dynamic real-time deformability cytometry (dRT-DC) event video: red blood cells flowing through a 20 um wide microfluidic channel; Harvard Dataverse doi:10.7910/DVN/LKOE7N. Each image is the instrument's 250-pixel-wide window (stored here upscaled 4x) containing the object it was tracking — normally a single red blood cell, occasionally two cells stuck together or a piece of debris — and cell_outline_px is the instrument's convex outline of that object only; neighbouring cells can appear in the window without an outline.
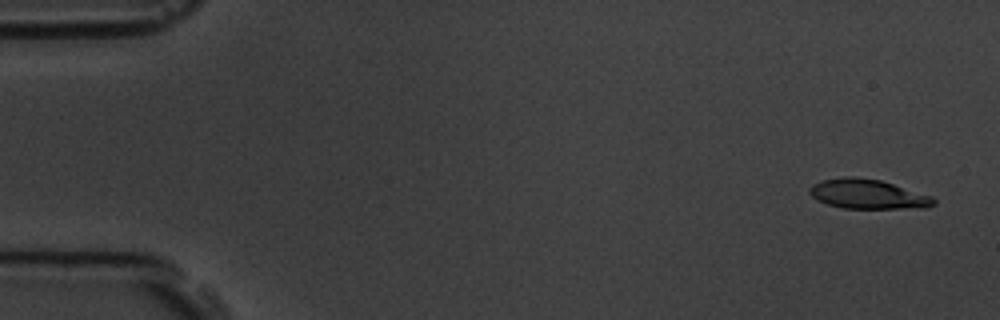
{"species": "common noctule bat (a hibernating species)", "species_latin": "Nyctalus noctula", "temperature_condition": "room temperature", "stored_images_in_passage": 6, "camera_frame_rate_fps": 3000, "um_per_image_px": 0.085, "animal": {"sex": "male", "body_mass_g": 19.5, "forearm_length_mm": 54.6}, "frame": {"image": 1, "passage_image": 1, "time_ms": 0.0, "image_size_px": [1000, 320], "cell_outline_px": [[936, 204], [928, 208], [844, 208], [828, 204], [812, 196], [808, 192], [808, 188], [812, 184], [820, 180], [844, 176], [856, 176], [880, 180], [932, 196], [936, 200]], "centroid_in_image_um": [73.76, 16.49], "position_along_channel_um": 11.2, "area_um2": 21.44}}
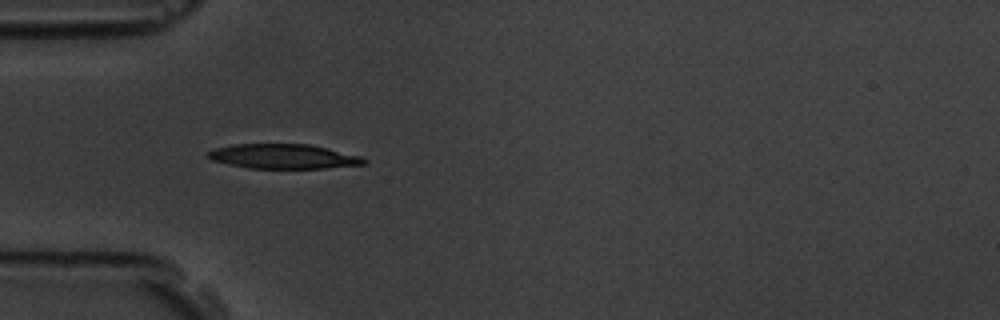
{"frame": {"image": 2, "passage_image": 5, "time_ms": 4.667, "image_size_px": [1000, 320], "cell_outline_px": [[368, 160], [364, 164], [324, 168], [248, 168], [228, 164], [212, 160], [204, 156], [204, 152], [212, 148], [232, 144], [308, 144], [360, 156]], "centroid_in_image_um": [23.97, 13.29], "position_along_channel_um": 61.0, "area_um2": 22.43}}
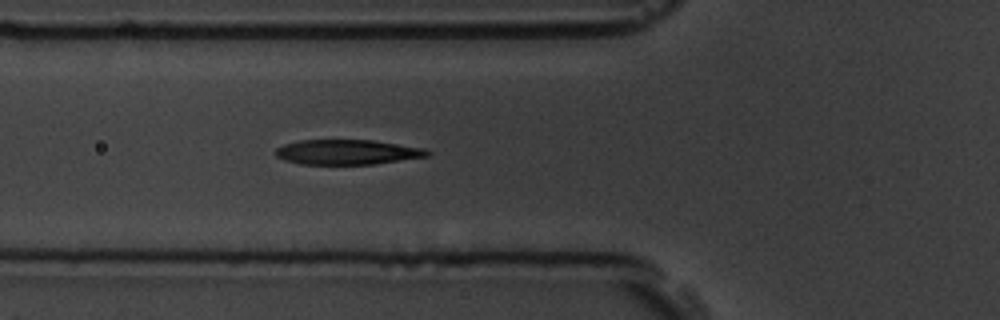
{"frame": {"image": 3, "passage_image": 6, "time_ms": 5.667, "image_size_px": [1000, 320], "cell_outline_px": [[432, 152], [428, 156], [372, 164], [300, 164], [284, 160], [276, 156], [276, 148], [284, 144], [300, 140], [372, 140], [424, 148]], "centroid_in_image_um": [29.5, 12.92], "position_along_channel_um": 96.3, "area_um2": 21.91}}